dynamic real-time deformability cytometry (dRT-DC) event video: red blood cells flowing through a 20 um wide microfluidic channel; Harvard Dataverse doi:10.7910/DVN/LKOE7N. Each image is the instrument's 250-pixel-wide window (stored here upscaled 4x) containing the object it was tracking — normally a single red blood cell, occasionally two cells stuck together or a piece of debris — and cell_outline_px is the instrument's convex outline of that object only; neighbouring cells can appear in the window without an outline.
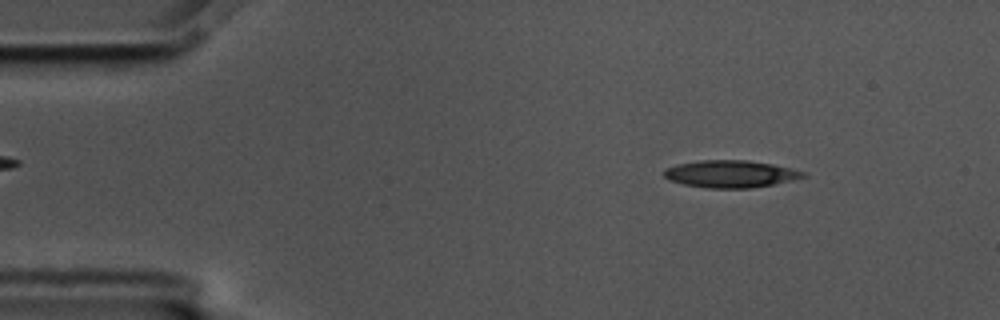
{"species": "common noctule bat (a hibernating species)", "species_latin": "Nyctalus noctula", "temperature_condition": "cold", "stored_images_in_passage": 57, "camera_frame_rate_fps": 3000, "um_per_image_px": 0.085, "animal": {"sex": "male", "body_mass_g": 17.5, "forearm_length_mm": 52.3}, "frame": {"image": 1, "passage_image": 7, "time_ms": 2.0, "image_size_px": [1000, 320], "cell_outline_px": [[808, 176], [792, 180], [752, 188], [708, 188], [684, 184], [668, 180], [664, 176], [664, 168], [676, 164], [700, 160], [748, 160], [772, 164], [792, 168], [804, 172]], "centroid_in_image_um": [62.07, 14.78], "position_along_channel_um": 22.9, "area_um2": 22.14}}
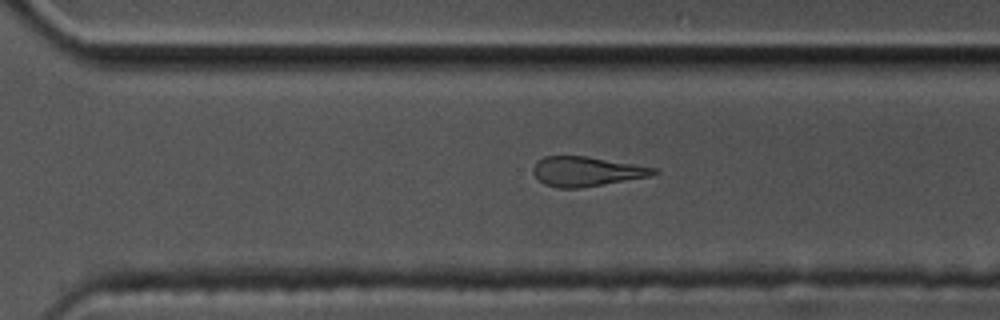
{"frame": {"image": 2, "passage_image": 39, "time_ms": 12.667, "image_size_px": [1000, 320], "cell_outline_px": [[660, 172], [652, 176], [580, 188], [560, 188], [544, 184], [532, 172], [532, 168], [544, 156], [588, 156], [656, 168]], "centroid_in_image_um": [49.88, 14.57], "position_along_channel_um": 320.7, "area_um2": 20.69}}
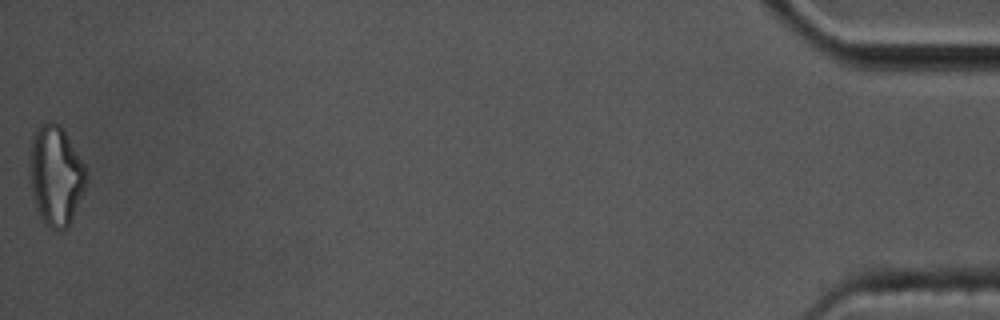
{"frame": {"image": 3, "passage_image": 57, "time_ms": 18.667, "image_size_px": [1000, 320], "cell_outline_px": [[84, 188], [72, 220], [60, 232], [56, 232], [40, 216], [36, 208], [32, 192], [28, 164], [32, 140], [36, 128], [40, 124], [48, 120], [52, 120], [60, 124], [64, 128], [84, 164]], "centroid_in_image_um": [4.71, 14.86], "position_along_channel_um": 430.5, "area_um2": 32.71}, "authors_computed_cell_mechanics": {"area_um2": 22.0796, "velocity_mm_per_s": 3.4634, "shape_relaxation_time_tau1_ms": 8.0057, "shape_relaxation_time_tau2_ms": 3.6959, "deformation_change_tau1": 0.2037, "deformation_change_tau2": 0.1548}}